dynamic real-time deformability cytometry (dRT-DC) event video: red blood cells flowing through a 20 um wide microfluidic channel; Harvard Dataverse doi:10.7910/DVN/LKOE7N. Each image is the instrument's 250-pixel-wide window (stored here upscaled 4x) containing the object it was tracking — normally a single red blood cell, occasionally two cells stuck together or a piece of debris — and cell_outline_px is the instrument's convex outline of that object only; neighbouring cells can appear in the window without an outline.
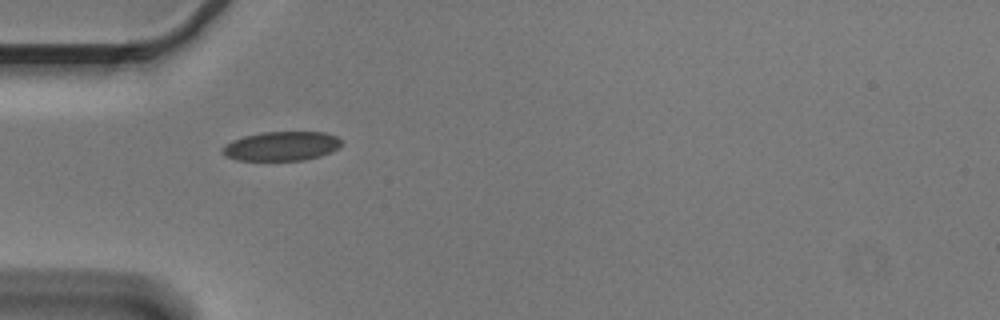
{"species": "Egyptian fruit bat (a non-hibernating species)", "species_latin": "Rousettus aegyptiacus", "temperature_condition": "cold", "stored_images_in_passage": 1, "camera_frame_rate_fps": 3000, "um_per_image_px": 0.085, "animal": {"sex": "male"}, "frame": {"image": 1, "passage_image": 1, "time_ms": 0.0, "image_size_px": [1000, 320], "cell_outline_px": [[344, 144], [340, 148], [332, 152], [320, 156], [304, 160], [236, 160], [224, 156], [220, 152], [220, 148], [224, 144], [232, 140], [244, 136], [260, 132], [324, 132], [336, 136], [344, 140]], "centroid_in_image_um": [23.93, 12.42], "position_along_channel_um": 61.1, "area_um2": 20.75}}